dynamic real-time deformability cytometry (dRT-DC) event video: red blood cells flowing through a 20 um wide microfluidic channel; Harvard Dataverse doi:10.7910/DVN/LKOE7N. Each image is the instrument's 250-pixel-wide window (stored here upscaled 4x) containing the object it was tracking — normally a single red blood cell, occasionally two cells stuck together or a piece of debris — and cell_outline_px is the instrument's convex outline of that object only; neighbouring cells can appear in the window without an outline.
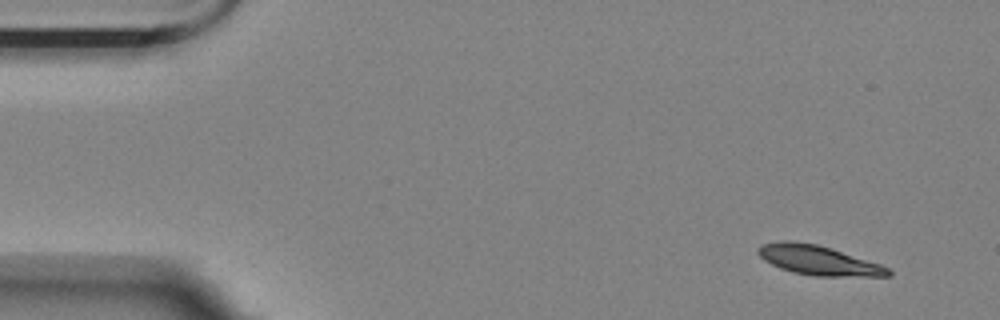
{"species": "Egyptian fruit bat (a non-hibernating species)", "species_latin": "Rousettus aegyptiacus", "temperature_condition": "room temperature", "stored_images_in_passage": 5, "camera_frame_rate_fps": 3000, "um_per_image_px": 0.085, "animal": {"sex": "female"}, "frame": {"image": 1, "passage_image": 1, "time_ms": 0.0, "image_size_px": [1000, 320], "cell_outline_px": [[892, 276], [816, 276], [792, 272], [780, 268], [764, 260], [756, 252], [756, 248], [760, 244], [784, 240], [788, 240], [816, 244], [832, 248], [880, 264], [888, 268], [892, 272]], "centroid_in_image_um": [69.53, 22.11], "position_along_channel_um": 15.5, "area_um2": 22.43}}
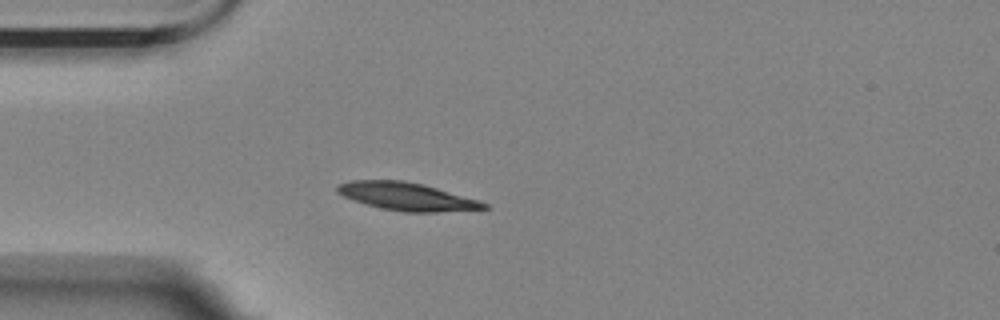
{"frame": {"image": 2, "passage_image": 4, "time_ms": 3.667, "image_size_px": [1000, 320], "cell_outline_px": [[492, 208], [436, 212], [404, 212], [380, 208], [364, 204], [352, 200], [336, 192], [336, 184], [352, 180], [404, 180], [424, 184], [480, 200], [488, 204]], "centroid_in_image_um": [34.57, 16.7], "position_along_channel_um": 50.4, "area_um2": 24.1}}